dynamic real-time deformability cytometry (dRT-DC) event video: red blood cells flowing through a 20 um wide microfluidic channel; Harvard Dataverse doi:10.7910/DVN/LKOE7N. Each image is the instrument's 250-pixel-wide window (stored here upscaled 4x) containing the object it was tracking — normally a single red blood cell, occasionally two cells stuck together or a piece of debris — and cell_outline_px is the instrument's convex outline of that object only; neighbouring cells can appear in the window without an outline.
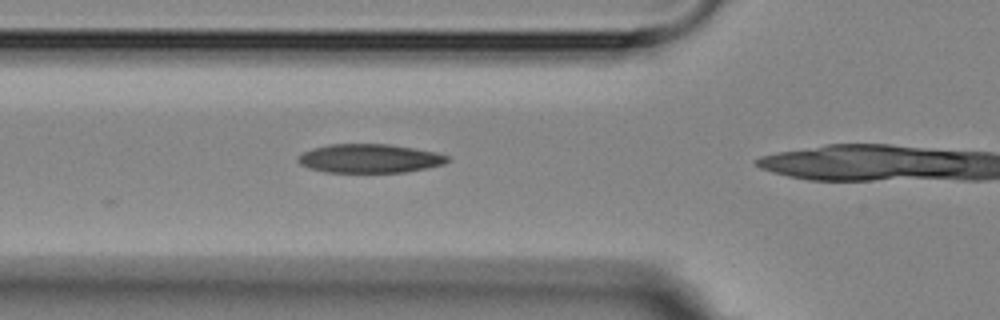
{"species": "Egyptian fruit bat (a non-hibernating species)", "species_latin": "Rousettus aegyptiacus", "temperature_condition": "room temperature", "stored_images_in_passage": 5, "camera_frame_rate_fps": 3000, "um_per_image_px": 0.085, "animal": {"sex": "female"}, "frame": {"image": 1, "passage_image": 4, "time_ms": 3.333, "image_size_px": [1000, 320], "cell_outline_px": [[452, 160], [444, 164], [428, 168], [404, 172], [328, 172], [312, 168], [300, 164], [296, 160], [304, 152], [312, 148], [328, 144], [388, 144], [436, 152], [448, 156]], "centroid_in_image_um": [31.46, 13.46], "position_along_channel_um": 94.3, "area_um2": 24.97}}